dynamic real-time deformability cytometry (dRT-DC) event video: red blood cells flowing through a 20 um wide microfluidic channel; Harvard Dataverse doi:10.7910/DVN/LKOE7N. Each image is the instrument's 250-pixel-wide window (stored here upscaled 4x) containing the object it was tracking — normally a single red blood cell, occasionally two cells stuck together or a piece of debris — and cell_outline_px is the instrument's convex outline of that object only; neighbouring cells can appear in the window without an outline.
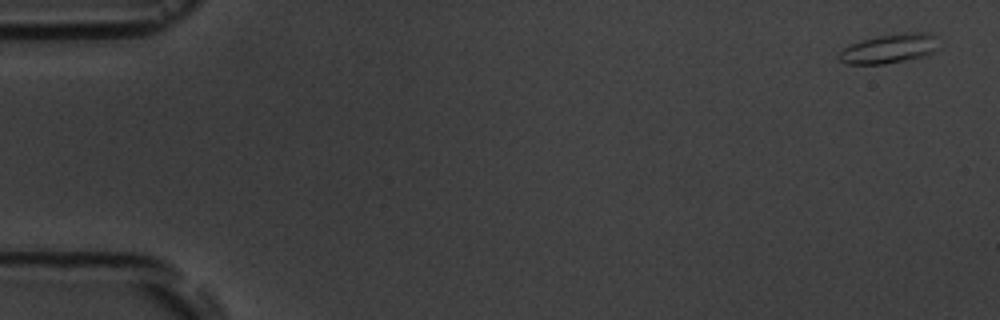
{"species": "common noctule bat (a hibernating species)", "species_latin": "Nyctalus noctula", "temperature_condition": "room temperature", "stored_images_in_passage": 9, "camera_frame_rate_fps": 3000, "um_per_image_px": 0.085, "animal": {"sex": "male", "body_mass_g": 19.5, "forearm_length_mm": 54.6}, "frame": {"image": 1, "passage_image": 1, "time_ms": 0.0, "image_size_px": [1000, 320], "cell_outline_px": [[936, 48], [932, 52], [924, 56], [884, 64], [848, 64], [840, 60], [836, 56], [844, 48], [852, 44], [864, 40], [880, 36], [904, 32], [924, 32], [932, 36]], "centroid_in_image_um": [75.52, 4.15], "position_along_channel_um": 9.5, "area_um2": 16.42}}
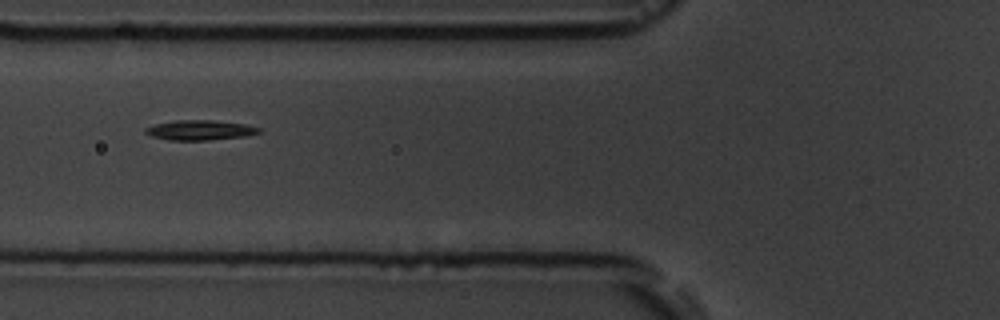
{"frame": {"image": 2, "passage_image": 6, "time_ms": 6.667, "image_size_px": [1000, 320], "cell_outline_px": [[260, 132], [244, 136], [208, 140], [168, 140], [152, 136], [144, 132], [144, 128], [156, 124], [176, 120], [212, 120], [244, 124], [260, 128]], "centroid_in_image_um": [16.96, 11.06], "position_along_channel_um": 108.8, "area_um2": 13.01}}
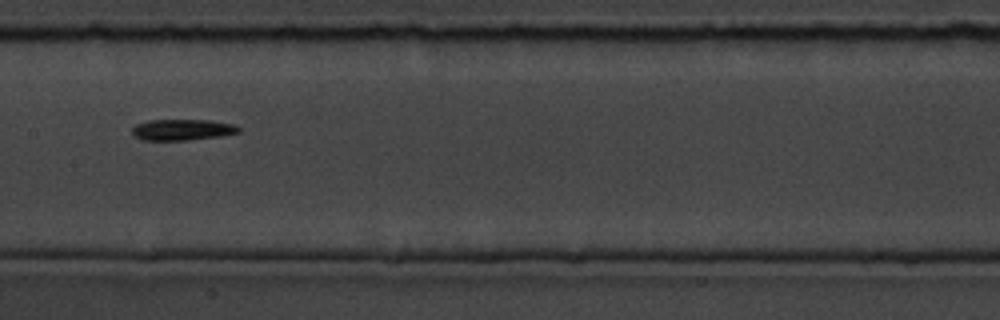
{"frame": {"image": 3, "passage_image": 8, "time_ms": 9.0, "image_size_px": [1000, 320], "cell_outline_px": [[240, 132], [220, 136], [188, 140], [140, 140], [132, 132], [132, 128], [136, 124], [148, 120], [208, 120], [236, 124], [240, 128]], "centroid_in_image_um": [15.51, 11.02], "position_along_channel_um": 191.9, "area_um2": 13.12}}